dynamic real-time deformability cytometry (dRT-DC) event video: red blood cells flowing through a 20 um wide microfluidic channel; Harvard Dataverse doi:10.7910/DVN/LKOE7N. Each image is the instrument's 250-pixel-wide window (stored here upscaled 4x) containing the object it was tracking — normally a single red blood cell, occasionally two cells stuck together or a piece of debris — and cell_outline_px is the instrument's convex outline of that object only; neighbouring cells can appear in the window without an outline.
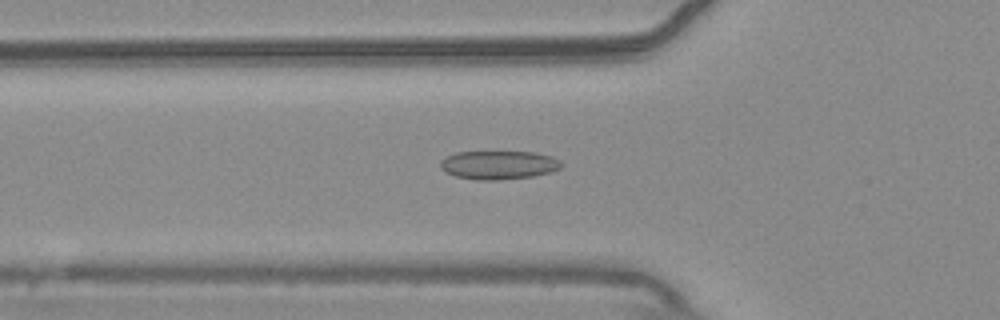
{"species": "common noctule bat (a hibernating species)", "species_latin": "Nyctalus noctula", "temperature_condition": "warm", "stored_images_in_passage": 50, "camera_frame_rate_fps": 3000, "um_per_image_px": 0.085, "animal": {"sex": "male", "body_mass_g": 20.4}, "frame": {"image": 1, "passage_image": 17, "time_ms": 5.333, "image_size_px": [1000, 320], "cell_outline_px": [[564, 164], [560, 168], [552, 172], [532, 176], [496, 180], [476, 180], [456, 176], [444, 172], [440, 168], [440, 160], [456, 152], [532, 152], [548, 156], [560, 160]], "centroid_in_image_um": [42.36, 14.03], "position_along_channel_um": 83.4, "area_um2": 20.11}}
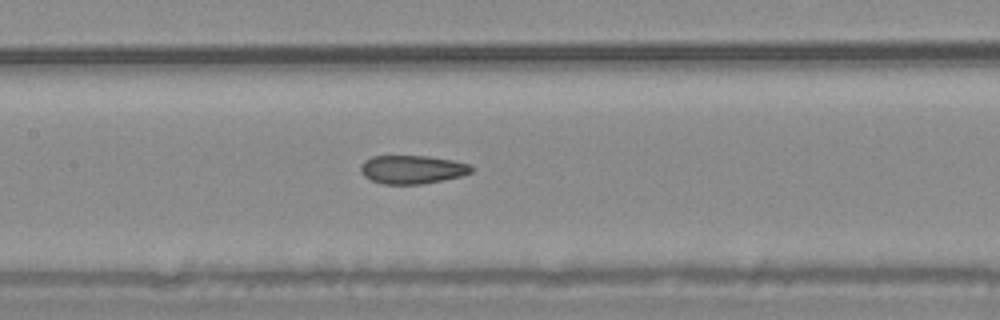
{"frame": {"image": 2, "passage_image": 24, "time_ms": 7.667, "image_size_px": [1000, 320], "cell_outline_px": [[472, 172], [460, 176], [444, 180], [420, 184], [384, 184], [372, 180], [364, 176], [360, 172], [360, 164], [364, 160], [372, 156], [428, 156], [452, 160], [472, 164]], "centroid_in_image_um": [35.03, 14.4], "position_along_channel_um": 172.4, "area_um2": 18.44}}
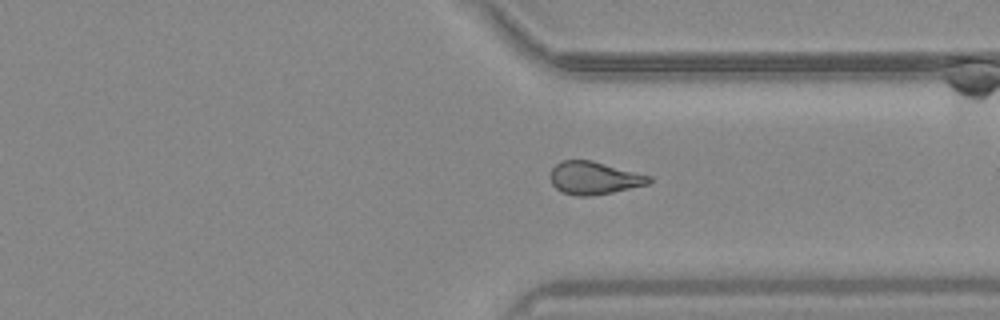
{"frame": {"image": 3, "passage_image": 39, "time_ms": 12.667, "image_size_px": [1000, 320], "cell_outline_px": [[652, 180], [648, 184], [612, 192], [588, 196], [576, 196], [564, 192], [556, 188], [552, 184], [548, 176], [552, 168], [560, 160], [592, 160], [652, 176]], "centroid_in_image_um": [50.47, 15.11], "position_along_channel_um": 360.9, "area_um2": 18.9}}